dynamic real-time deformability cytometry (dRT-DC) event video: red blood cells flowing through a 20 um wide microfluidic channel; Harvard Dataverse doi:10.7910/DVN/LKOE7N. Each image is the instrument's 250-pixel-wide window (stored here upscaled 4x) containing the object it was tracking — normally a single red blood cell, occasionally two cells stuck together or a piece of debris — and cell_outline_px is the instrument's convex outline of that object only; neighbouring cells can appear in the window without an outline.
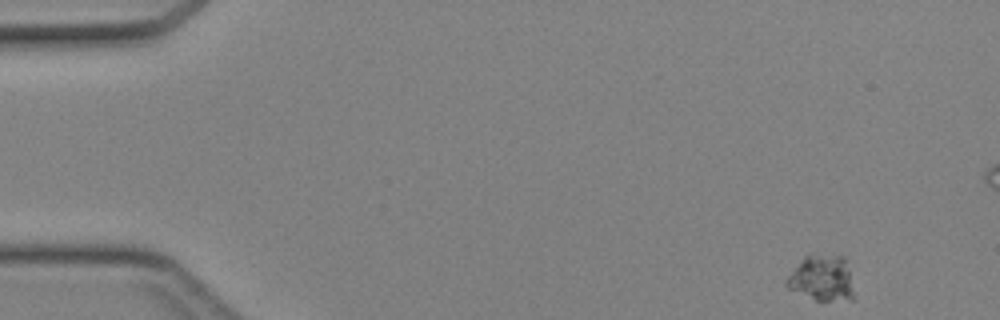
{"species": "Egyptian fruit bat (a non-hibernating species)", "species_latin": "Rousettus aegyptiacus", "temperature_condition": "cold", "stored_images_in_passage": 44, "camera_frame_rate_fps": 3000, "um_per_image_px": 0.085, "animal": {"sex": "female"}, "frame": {"image": 1, "passage_image": 1, "time_ms": 0.0, "image_size_px": [1000, 320], "cell_outline_px": [[852, 300], [816, 300], [788, 288], [784, 284], [784, 280], [804, 256], [808, 252], [844, 256], [848, 272], [852, 292]], "centroid_in_image_um": [69.79, 23.6], "position_along_channel_um": 15.2, "area_um2": 17.86}}
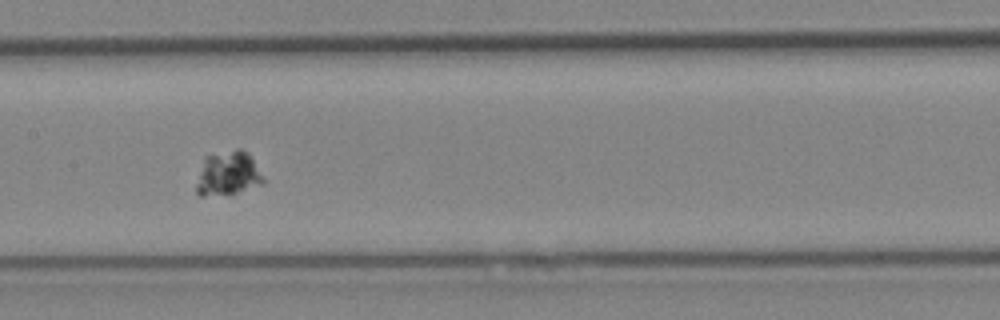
{"frame": {"image": 2, "passage_image": 21, "time_ms": 6.667, "image_size_px": [1000, 320], "cell_outline_px": [[264, 184], [228, 196], [200, 196], [196, 192], [196, 184], [204, 156], [236, 148], [240, 148], [248, 152], [264, 180]], "centroid_in_image_um": [19.36, 14.77], "position_along_channel_um": 188.0, "area_um2": 17.57}}
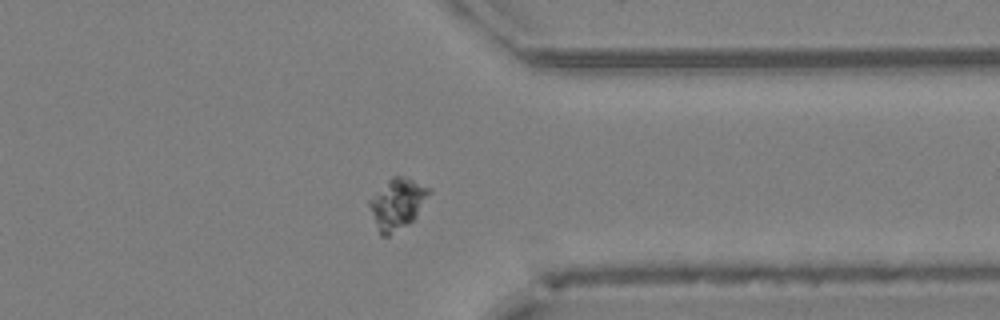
{"frame": {"image": 3, "passage_image": 34, "time_ms": 11.0, "image_size_px": [1000, 320], "cell_outline_px": [[432, 192], [416, 216], [408, 224], [388, 236], [380, 236], [368, 204], [368, 200], [392, 176], [400, 176], [412, 180], [432, 188]], "centroid_in_image_um": [33.78, 17.32], "position_along_channel_um": 377.6, "area_um2": 17.46}}